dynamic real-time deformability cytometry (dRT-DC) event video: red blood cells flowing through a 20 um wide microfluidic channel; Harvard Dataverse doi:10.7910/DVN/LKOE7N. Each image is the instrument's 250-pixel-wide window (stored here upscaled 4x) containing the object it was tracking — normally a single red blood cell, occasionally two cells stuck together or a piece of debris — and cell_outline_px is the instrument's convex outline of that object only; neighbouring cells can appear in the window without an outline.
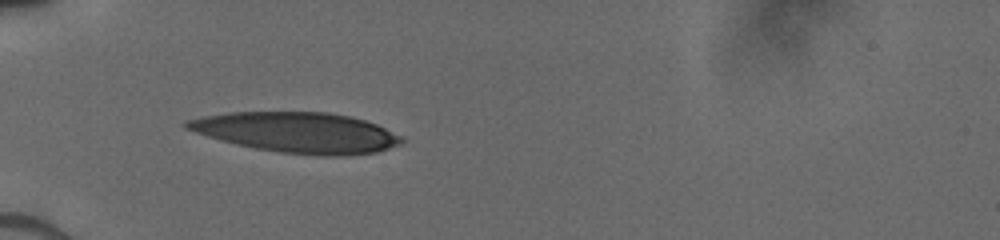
{"species": "human", "species_latin": "Homo sapiens", "temperature_condition": "cold", "stored_images_in_passage": 6, "camera_frame_rate_fps": 3000, "um_per_image_px": 0.085, "donor": {"sex": "male"}, "frame": {"image": 1, "passage_image": 1, "time_ms": 0.0, "image_size_px": [1000, 240], "cell_outline_px": [[404, 140], [400, 144], [376, 152], [340, 156], [320, 156], [280, 152], [256, 148], [236, 144], [220, 140], [184, 128], [184, 120], [204, 116], [232, 112], [328, 112], [348, 116], [364, 120], [376, 124], [404, 136]], "centroid_in_image_um": [25.28, 11.26], "position_along_channel_um": 59.7, "area_um2": 50.46}}
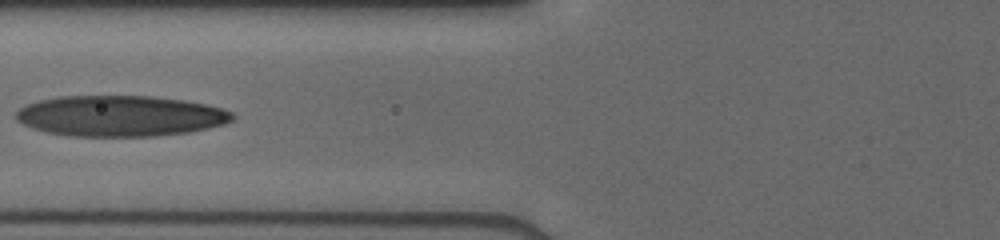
{"frame": {"image": 2, "passage_image": 3, "time_ms": 1.667, "image_size_px": [1000, 240], "cell_outline_px": [[236, 116], [232, 120], [224, 124], [208, 128], [188, 132], [156, 136], [68, 136], [44, 132], [32, 128], [16, 120], [16, 112], [20, 108], [28, 104], [40, 100], [60, 96], [152, 96], [184, 100], [204, 104], [220, 108], [232, 112]], "centroid_in_image_um": [10.21, 9.86], "position_along_channel_um": 115.6, "area_um2": 51.5}}
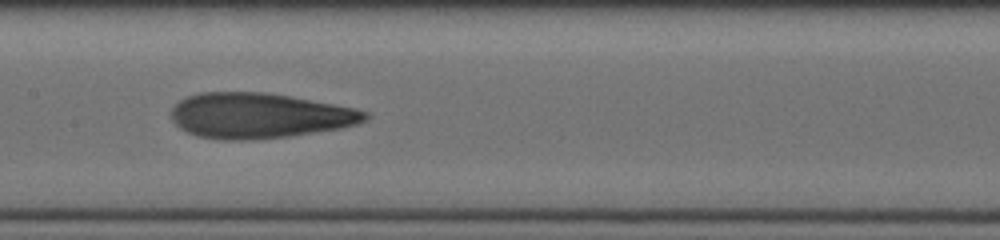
{"frame": {"image": 3, "passage_image": 5, "time_ms": 3.333, "image_size_px": [1000, 240], "cell_outline_px": [[372, 116], [368, 120], [356, 124], [340, 128], [288, 136], [248, 140], [224, 140], [196, 136], [180, 128], [172, 120], [172, 108], [180, 100], [188, 96], [200, 92], [264, 92], [288, 96], [356, 108], [368, 112]], "centroid_in_image_um": [22.04, 9.83], "position_along_channel_um": 185.4, "area_um2": 51.04}}